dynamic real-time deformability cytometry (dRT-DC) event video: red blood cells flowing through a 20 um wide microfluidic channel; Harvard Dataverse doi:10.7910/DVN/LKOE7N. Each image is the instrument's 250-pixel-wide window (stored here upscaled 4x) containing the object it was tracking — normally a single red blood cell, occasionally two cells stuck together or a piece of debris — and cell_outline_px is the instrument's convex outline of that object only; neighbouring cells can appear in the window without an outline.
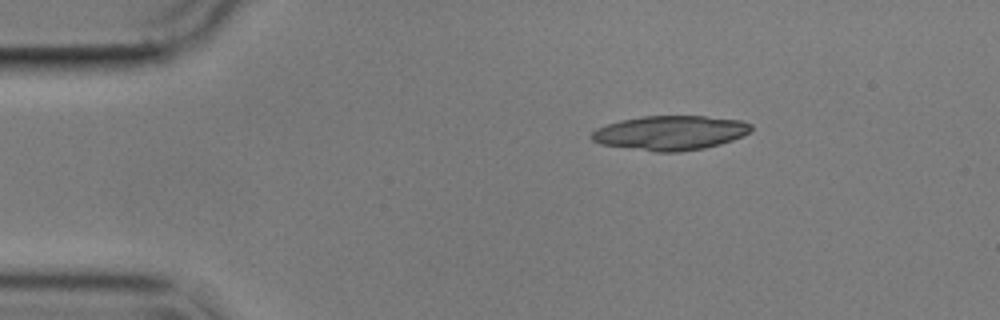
{"species": "common noctule bat (a hibernating species)", "species_latin": "Nyctalus noctula", "temperature_condition": "cold", "stored_images_in_passage": 2, "camera_frame_rate_fps": 3000, "um_per_image_px": 0.085, "animal": {"sex": "male", "body_mass_g": 17.9}, "frame": {"image": 1, "passage_image": 1, "time_ms": 0.0, "image_size_px": [1000, 320], "cell_outline_px": [[752, 128], [744, 136], [720, 144], [704, 148], [680, 152], [656, 152], [600, 144], [592, 140], [588, 136], [596, 128], [620, 120], [644, 116], [704, 116], [740, 120], [752, 124]], "centroid_in_image_um": [56.96, 11.29], "position_along_channel_um": 28.0, "area_um2": 32.08}}